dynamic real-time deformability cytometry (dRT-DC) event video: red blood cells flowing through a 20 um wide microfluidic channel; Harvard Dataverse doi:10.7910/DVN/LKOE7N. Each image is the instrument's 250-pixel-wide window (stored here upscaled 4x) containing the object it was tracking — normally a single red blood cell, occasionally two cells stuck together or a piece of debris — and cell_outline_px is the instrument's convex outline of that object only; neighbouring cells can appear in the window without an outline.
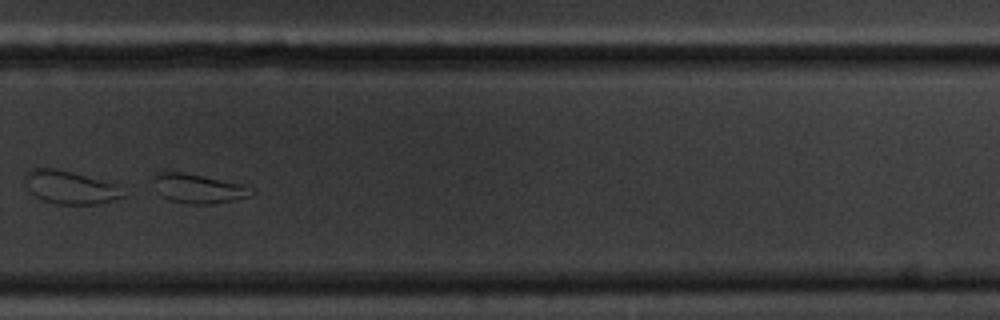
{"species": "common noctule bat (a hibernating species)", "species_latin": "Nyctalus noctula", "temperature_condition": "cold", "stored_images_in_passage": 58, "camera_frame_rate_fps": 3000, "um_per_image_px": 0.085, "animal": {"sex": "male", "body_mass_g": 20.1, "forearm_length_mm": 53.5}, "frame": {"image": 1, "passage_image": 40, "time_ms": 13.0, "image_size_px": [1000, 320], "cell_outline_px": [[256, 192], [248, 196], [232, 200], [212, 204], [188, 204], [168, 200], [160, 196], [152, 180], [152, 176], [156, 172], [180, 172], [244, 184]], "centroid_in_image_um": [16.8, 16.03], "position_along_channel_um": 313.0, "area_um2": 16.7}}
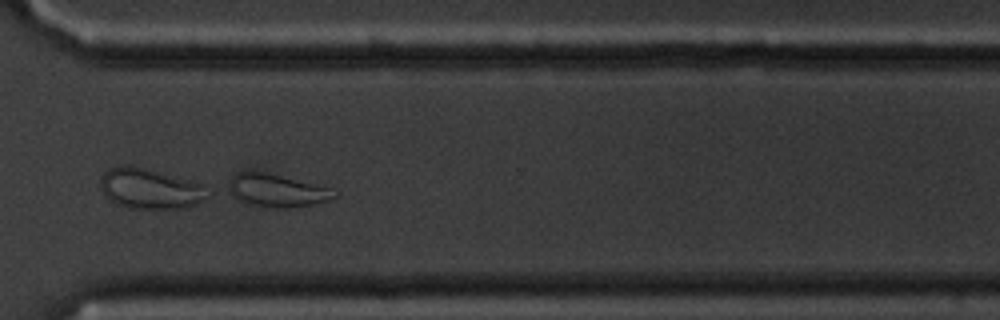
{"frame": {"image": 2, "passage_image": 43, "time_ms": 14.0, "image_size_px": [1000, 320], "cell_outline_px": [[340, 196], [332, 200], [312, 204], [248, 204], [240, 200], [232, 192], [232, 176], [236, 172], [260, 172], [280, 176], [316, 184], [340, 192]], "centroid_in_image_um": [23.65, 16.14], "position_along_channel_um": 347.0, "area_um2": 18.55}}